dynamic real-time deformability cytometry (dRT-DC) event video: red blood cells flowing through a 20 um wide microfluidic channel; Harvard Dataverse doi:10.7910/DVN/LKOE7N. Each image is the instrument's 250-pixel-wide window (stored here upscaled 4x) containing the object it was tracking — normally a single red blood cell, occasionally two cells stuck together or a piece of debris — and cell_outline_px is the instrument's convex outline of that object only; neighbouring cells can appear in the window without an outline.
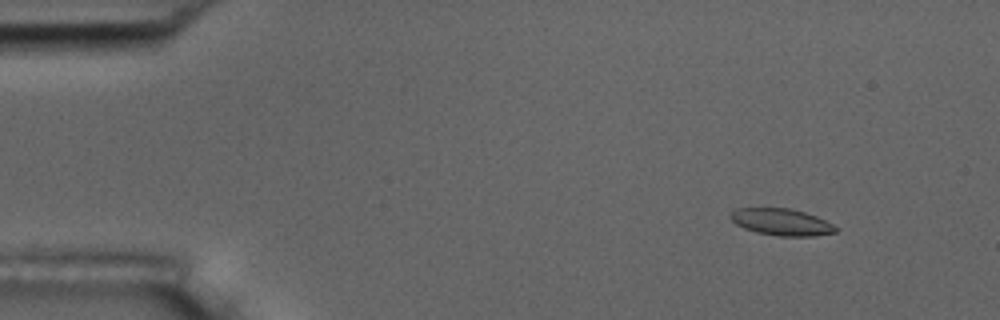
{"species": "common noctule bat (a hibernating species)", "species_latin": "Nyctalus noctula", "temperature_condition": "room temperature", "stored_images_in_passage": 5, "camera_frame_rate_fps": 3000, "um_per_image_px": 0.085, "animal": {"sex": "male", "body_mass_g": 17.5, "forearm_length_mm": 52.3}, "frame": {"image": 1, "passage_image": 2, "time_ms": 1.333, "image_size_px": [1000, 320], "cell_outline_px": [[840, 228], [836, 232], [816, 236], [780, 236], [756, 232], [744, 228], [736, 224], [728, 216], [736, 208], [792, 208], [816, 216]], "centroid_in_image_um": [66.44, 18.87], "position_along_channel_um": 18.6, "area_um2": 16.47}}
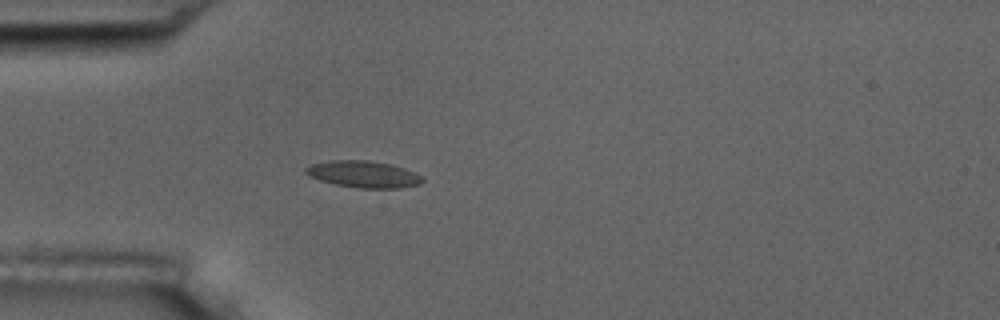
{"frame": {"image": 2, "passage_image": 5, "time_ms": 4.667, "image_size_px": [1000, 320], "cell_outline_px": [[424, 180], [420, 184], [400, 188], [360, 188], [336, 184], [320, 180], [308, 176], [304, 172], [304, 168], [312, 164], [328, 160], [368, 160], [392, 164], [404, 168], [424, 176]], "centroid_in_image_um": [30.9, 14.8], "position_along_channel_um": 54.1, "area_um2": 18.32}}